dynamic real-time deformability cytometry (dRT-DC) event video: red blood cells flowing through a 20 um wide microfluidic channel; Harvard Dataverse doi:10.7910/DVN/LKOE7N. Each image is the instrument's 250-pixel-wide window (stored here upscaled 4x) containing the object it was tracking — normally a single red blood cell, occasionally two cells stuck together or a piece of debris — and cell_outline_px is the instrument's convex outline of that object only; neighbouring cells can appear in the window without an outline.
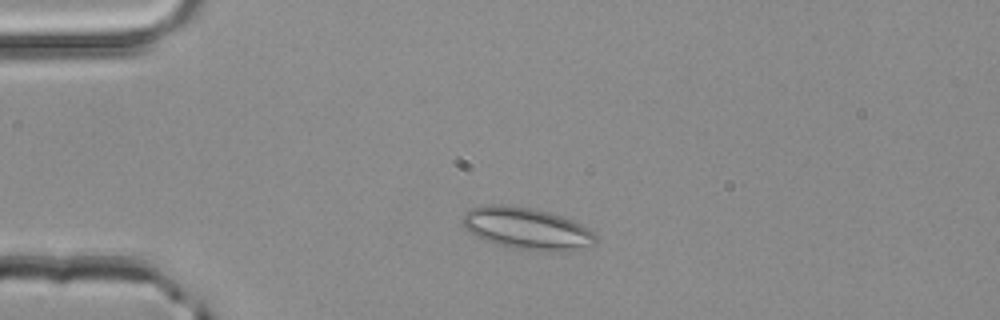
{"species": "common noctule bat (a hibernating species)", "species_latin": "Nyctalus noctula", "temperature_condition": "room temperature", "stored_images_in_passage": 3, "camera_frame_rate_fps": 3000, "um_per_image_px": 0.085, "animal": {"sex": "male", "body_mass_g": 20.4}, "frame": {"image": 1, "passage_image": 2, "time_ms": 0.333, "image_size_px": [1000, 320], "cell_outline_px": [[596, 244], [568, 252], [548, 252], [512, 248], [484, 240], [468, 232], [464, 228], [464, 212], [472, 208], [484, 204], [504, 204], [532, 208], [548, 212], [572, 220], [580, 224], [592, 232], [596, 236]], "centroid_in_image_um": [44.78, 19.44], "position_along_channel_um": 40.2, "area_um2": 32.66}}